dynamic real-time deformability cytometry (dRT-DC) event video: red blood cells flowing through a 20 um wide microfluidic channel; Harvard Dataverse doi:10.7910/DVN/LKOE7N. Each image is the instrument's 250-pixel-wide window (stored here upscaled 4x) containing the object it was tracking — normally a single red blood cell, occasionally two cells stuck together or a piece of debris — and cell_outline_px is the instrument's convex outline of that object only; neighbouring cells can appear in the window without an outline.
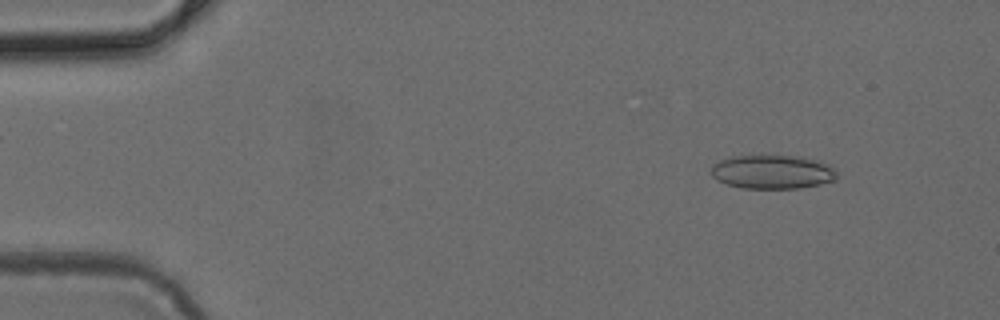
{"species": "common noctule bat (a hibernating species)", "species_latin": "Nyctalus noctula", "temperature_condition": "cold", "stored_images_in_passage": 45, "camera_frame_rate_fps": 3000, "um_per_image_px": 0.085, "animal": {"sex": "female", "body_mass_g": 24.6, "forearm_length_mm": 56.2}, "frame": {"image": 1, "passage_image": 2, "time_ms": 0.333, "image_size_px": [1000, 320], "cell_outline_px": [[836, 180], [820, 184], [800, 188], [740, 188], [716, 180], [712, 176], [712, 164], [720, 160], [732, 156], [800, 156], [820, 160], [836, 168]], "centroid_in_image_um": [65.68, 14.61], "position_along_channel_um": 19.3, "area_um2": 24.97}}
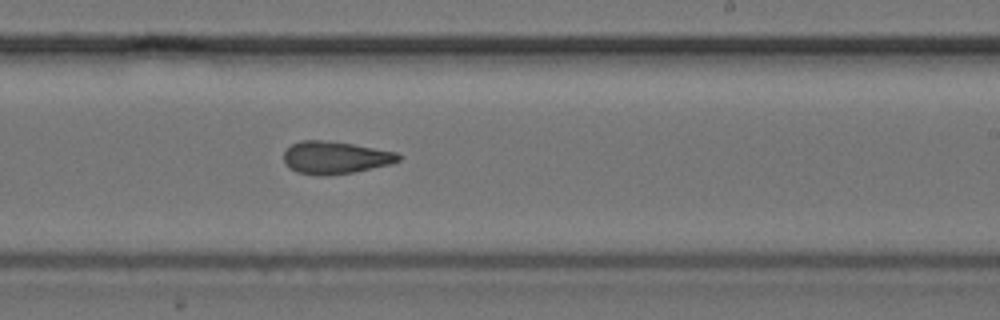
{"frame": {"image": 2, "passage_image": 26, "time_ms": 8.333, "image_size_px": [1000, 320], "cell_outline_px": [[400, 160], [392, 164], [352, 172], [328, 176], [320, 176], [296, 172], [284, 160], [284, 152], [292, 144], [300, 140], [320, 140], [352, 144], [396, 152], [400, 156]], "centroid_in_image_um": [28.5, 13.4], "position_along_channel_um": 260.5, "area_um2": 21.5}}
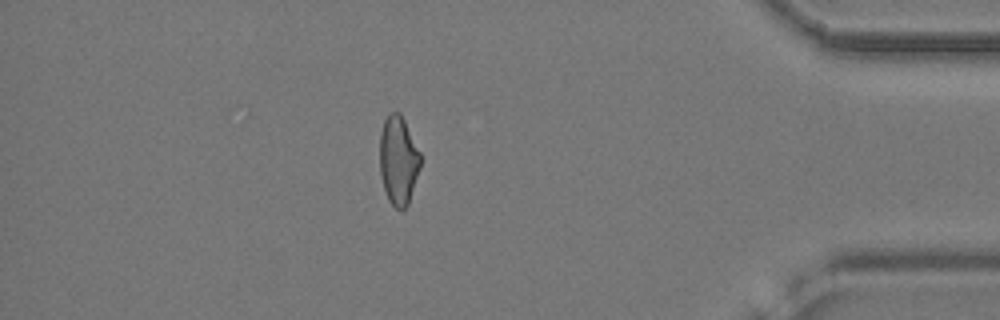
{"frame": {"image": 3, "passage_image": 39, "time_ms": 12.667, "image_size_px": [1000, 320], "cell_outline_px": [[420, 168], [408, 204], [400, 212], [388, 200], [384, 188], [380, 172], [380, 132], [384, 120], [388, 112], [400, 112], [420, 152]], "centroid_in_image_um": [33.85, 13.62], "position_along_channel_um": 401.3, "area_um2": 21.04}}